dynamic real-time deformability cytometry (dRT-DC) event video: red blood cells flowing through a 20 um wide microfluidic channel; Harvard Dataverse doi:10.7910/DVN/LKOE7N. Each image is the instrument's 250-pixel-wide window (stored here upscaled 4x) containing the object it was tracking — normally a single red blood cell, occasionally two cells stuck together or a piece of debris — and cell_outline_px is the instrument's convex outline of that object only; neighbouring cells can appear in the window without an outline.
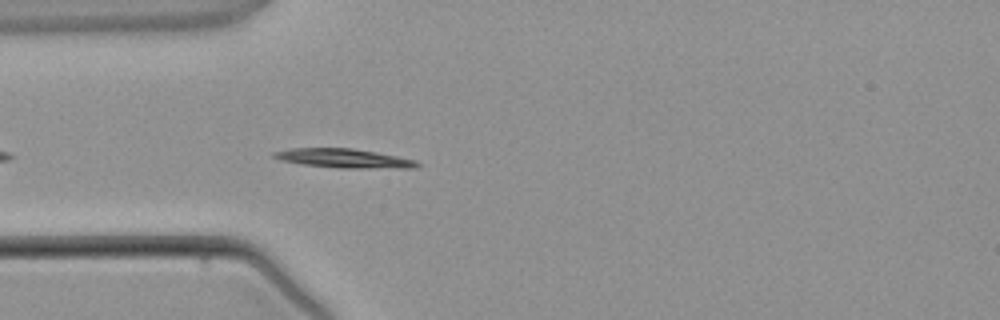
{"species": "common noctule bat (a hibernating species)", "species_latin": "Nyctalus noctula", "temperature_condition": "warm", "stored_images_in_passage": 4, "camera_frame_rate_fps": 3000, "um_per_image_px": 0.085, "animal": {"sex": "male", "body_mass_g": 21.5, "forearm_length_mm": 52.0}, "frame": {"image": 1, "passage_image": 4, "time_ms": 3.667, "image_size_px": [1000, 320], "cell_outline_px": [[420, 164], [416, 168], [340, 168], [304, 164], [280, 160], [272, 156], [272, 152], [292, 148], [352, 148], [376, 152], [416, 160]], "centroid_in_image_um": [29.24, 13.46], "position_along_channel_um": 55.8, "area_um2": 15.84}}